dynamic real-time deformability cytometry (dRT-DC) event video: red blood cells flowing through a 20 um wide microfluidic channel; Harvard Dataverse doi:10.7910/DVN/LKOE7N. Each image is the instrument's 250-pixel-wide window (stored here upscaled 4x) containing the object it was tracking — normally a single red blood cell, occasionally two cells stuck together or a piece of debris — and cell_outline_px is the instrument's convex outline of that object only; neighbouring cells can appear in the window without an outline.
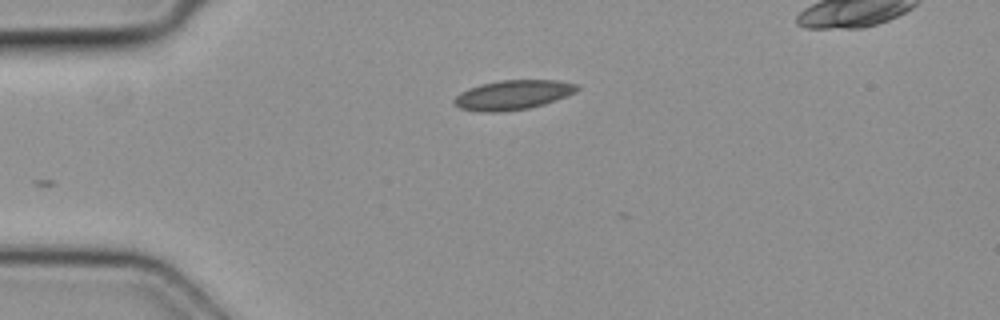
{"species": "common noctule bat (a hibernating species)", "species_latin": "Nyctalus noctula", "temperature_condition": "cold", "stored_images_in_passage": 3, "camera_frame_rate_fps": 3000, "um_per_image_px": 0.085, "animal": {"sex": "female", "body_mass_g": 19.3, "forearm_length_mm": 54.1}, "frame": {"image": 1, "passage_image": 3, "time_ms": 0.667, "image_size_px": [1000, 320], "cell_outline_px": [[580, 88], [576, 92], [568, 96], [544, 104], [528, 108], [504, 112], [480, 112], [460, 108], [452, 104], [452, 100], [460, 92], [468, 88], [480, 84], [500, 80], [556, 80], [576, 84]], "centroid_in_image_um": [43.57, 8.07], "position_along_channel_um": 41.4, "area_um2": 21.39}}